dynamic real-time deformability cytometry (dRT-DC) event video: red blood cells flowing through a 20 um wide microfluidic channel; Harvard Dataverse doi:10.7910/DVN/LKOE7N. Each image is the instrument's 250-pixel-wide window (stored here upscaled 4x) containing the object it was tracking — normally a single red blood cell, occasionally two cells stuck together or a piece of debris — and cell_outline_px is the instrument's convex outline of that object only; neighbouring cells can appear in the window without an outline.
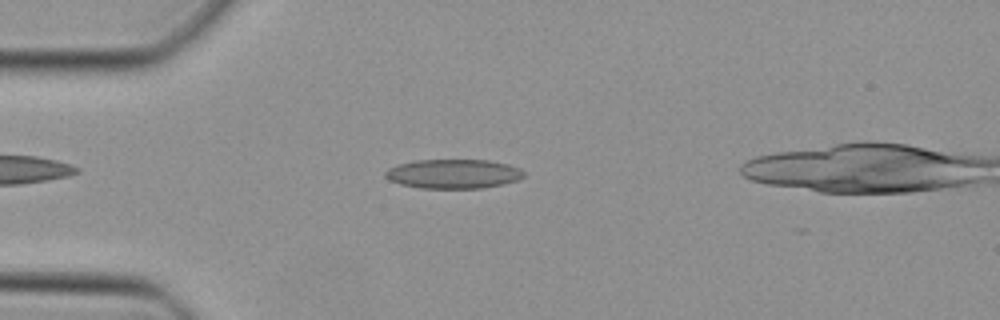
{"species": "Egyptian fruit bat (a non-hibernating species)", "species_latin": "Rousettus aegyptiacus", "temperature_condition": "cold", "stored_images_in_passage": 38, "camera_frame_rate_fps": 3000, "um_per_image_px": 0.085, "animal": {"sex": "female"}, "frame": {"image": 1, "passage_image": 6, "time_ms": 1.667, "image_size_px": [1000, 320], "cell_outline_px": [[524, 176], [516, 180], [504, 184], [480, 188], [420, 188], [400, 184], [384, 176], [384, 172], [388, 168], [400, 164], [416, 160], [488, 160], [508, 164], [520, 168], [524, 172]], "centroid_in_image_um": [38.54, 14.77], "position_along_channel_um": 46.5, "area_um2": 23.52}}
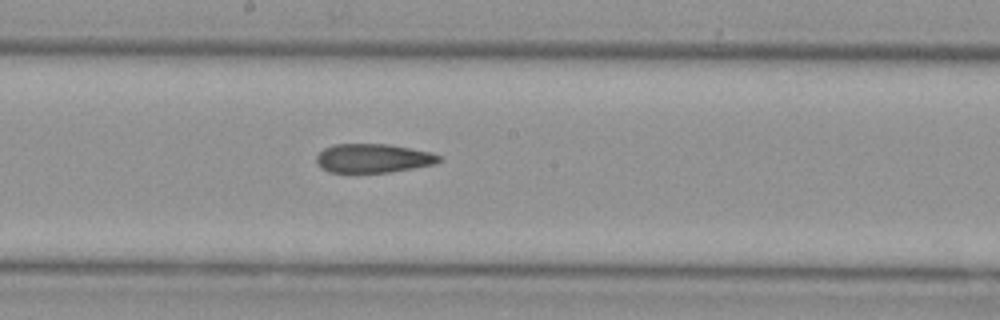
{"frame": {"image": 2, "passage_image": 19, "time_ms": 6.0, "image_size_px": [1000, 320], "cell_outline_px": [[440, 160], [432, 164], [412, 168], [388, 172], [328, 172], [320, 168], [316, 160], [316, 156], [324, 148], [332, 144], [388, 144], [432, 152], [440, 156]], "centroid_in_image_um": [31.67, 13.44], "position_along_channel_um": 216.5, "area_um2": 20.52}}
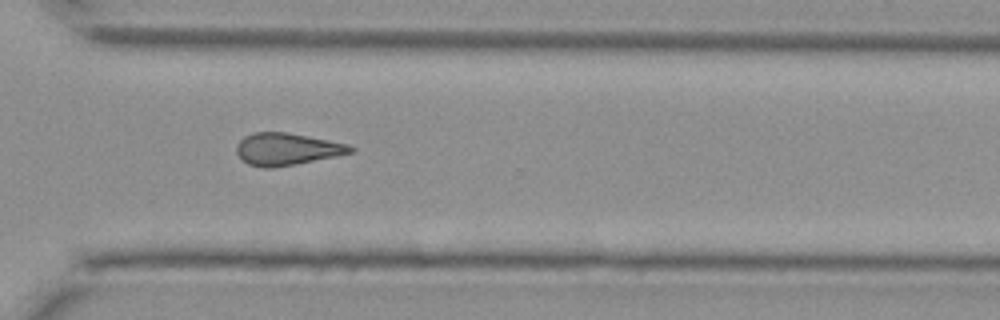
{"frame": {"image": 3, "passage_image": 28, "time_ms": 9.0, "image_size_px": [1000, 320], "cell_outline_px": [[356, 148], [352, 152], [336, 156], [296, 164], [272, 168], [260, 168], [248, 164], [236, 152], [236, 144], [244, 136], [252, 132], [288, 132], [348, 144]], "centroid_in_image_um": [24.36, 12.67], "position_along_channel_um": 346.2, "area_um2": 21.39}}